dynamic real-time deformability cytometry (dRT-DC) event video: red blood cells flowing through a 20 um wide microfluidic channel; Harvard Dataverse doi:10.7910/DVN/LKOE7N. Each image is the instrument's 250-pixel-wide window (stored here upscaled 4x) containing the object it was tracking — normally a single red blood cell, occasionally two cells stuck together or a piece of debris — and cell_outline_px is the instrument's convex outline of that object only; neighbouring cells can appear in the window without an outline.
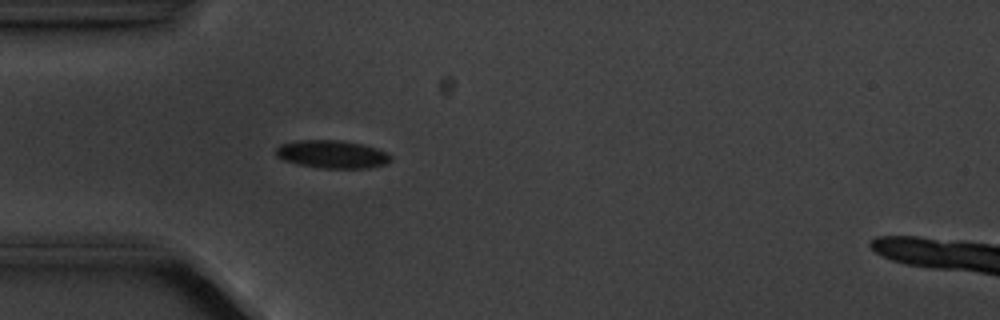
{"species": "common noctule bat (a hibernating species)", "species_latin": "Nyctalus noctula", "temperature_condition": "cold", "stored_images_in_passage": 3, "camera_frame_rate_fps": 3000, "um_per_image_px": 0.085, "animal": {"sex": "male", "body_mass_g": 20.1, "forearm_length_mm": 53.5}, "frame": {"image": 1, "passage_image": 3, "time_ms": 2.333, "image_size_px": [1000, 320], "cell_outline_px": [[392, 160], [388, 164], [368, 168], [324, 168], [300, 164], [284, 160], [276, 156], [276, 148], [280, 144], [296, 140], [340, 140], [364, 144], [376, 148], [392, 156]], "centroid_in_image_um": [28.26, 13.1], "position_along_channel_um": 56.7, "area_um2": 18.73}}